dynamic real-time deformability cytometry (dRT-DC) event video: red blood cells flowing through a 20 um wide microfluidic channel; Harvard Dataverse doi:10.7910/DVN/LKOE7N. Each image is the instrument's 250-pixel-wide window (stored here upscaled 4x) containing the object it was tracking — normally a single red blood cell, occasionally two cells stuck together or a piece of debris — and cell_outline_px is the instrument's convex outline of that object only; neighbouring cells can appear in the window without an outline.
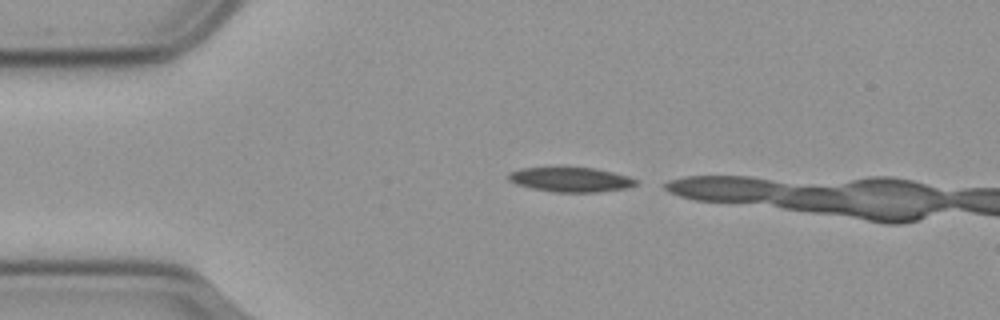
{"species": "common noctule bat (a hibernating species)", "species_latin": "Nyctalus noctula", "temperature_condition": "cold", "stored_images_in_passage": 9, "camera_frame_rate_fps": 3000, "um_per_image_px": 0.085, "animal": {"sex": "male", "body_mass_g": 23.1, "forearm_length_mm": 52.7}, "frame": {"image": 1, "passage_image": 1, "time_ms": 0.0, "image_size_px": [1000, 320], "cell_outline_px": [[640, 184], [628, 188], [596, 192], [556, 192], [532, 188], [516, 184], [508, 180], [508, 172], [520, 168], [596, 168], [628, 176], [640, 180]], "centroid_in_image_um": [48.56, 15.27], "position_along_channel_um": 36.4, "area_um2": 18.32}}
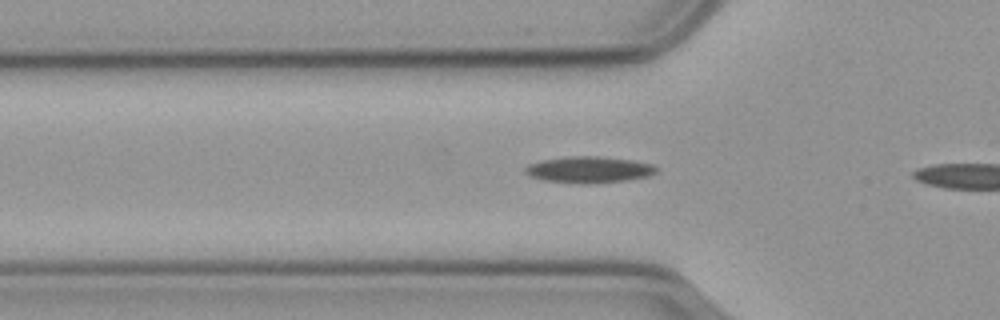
{"frame": {"image": 2, "passage_image": 7, "time_ms": 2.0, "image_size_px": [1000, 320], "cell_outline_px": [[656, 172], [648, 176], [628, 180], [592, 184], [580, 184], [544, 180], [528, 176], [524, 172], [524, 168], [528, 164], [544, 160], [572, 156], [596, 156], [632, 160], [652, 164], [656, 168]], "centroid_in_image_um": [50.04, 14.43], "position_along_channel_um": 75.8, "area_um2": 20.17}}